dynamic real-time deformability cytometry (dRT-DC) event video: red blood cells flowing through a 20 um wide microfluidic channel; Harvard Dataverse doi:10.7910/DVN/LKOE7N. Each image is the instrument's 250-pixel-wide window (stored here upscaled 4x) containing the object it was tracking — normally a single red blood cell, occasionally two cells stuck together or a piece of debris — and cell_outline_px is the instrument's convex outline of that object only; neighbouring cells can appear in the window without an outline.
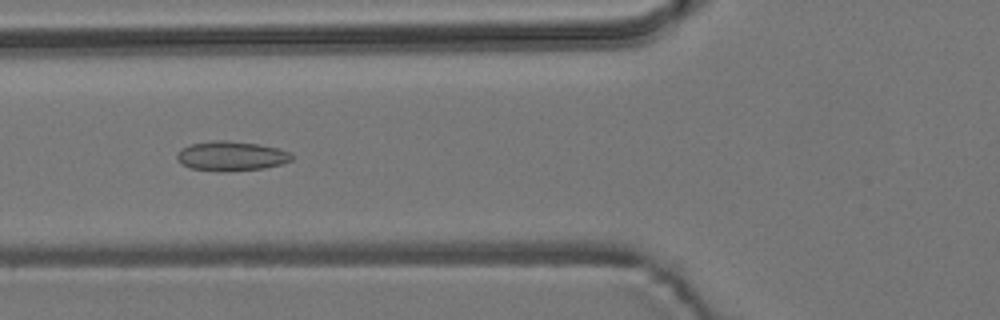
{"species": "common noctule bat (a hibernating species)", "species_latin": "Nyctalus noctula", "temperature_condition": "room temperature", "stored_images_in_passage": 11, "camera_frame_rate_fps": 3000, "um_per_image_px": 0.085, "animal": {"sex": "male", "body_mass_g": 19.2, "forearm_length_mm": 51.8}, "frame": {"image": 1, "passage_image": 4, "time_ms": 1.0, "image_size_px": [1000, 320], "cell_outline_px": [[292, 160], [280, 164], [264, 168], [224, 172], [220, 172], [188, 168], [180, 164], [176, 160], [176, 156], [180, 148], [192, 144], [212, 140], [224, 140], [260, 144], [292, 152]], "centroid_in_image_um": [19.61, 13.27], "position_along_channel_um": 106.2, "area_um2": 20.06}}
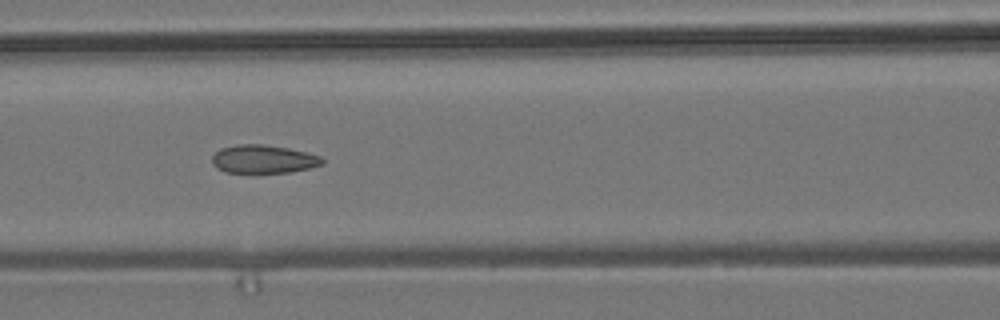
{"frame": {"image": 2, "passage_image": 7, "time_ms": 2.0, "image_size_px": [1000, 320], "cell_outline_px": [[324, 164], [308, 168], [288, 172], [224, 172], [216, 168], [212, 164], [212, 156], [220, 148], [236, 144], [264, 144], [288, 148], [320, 156], [324, 160]], "centroid_in_image_um": [22.35, 13.51], "position_along_channel_um": 144.3, "area_um2": 18.09}}
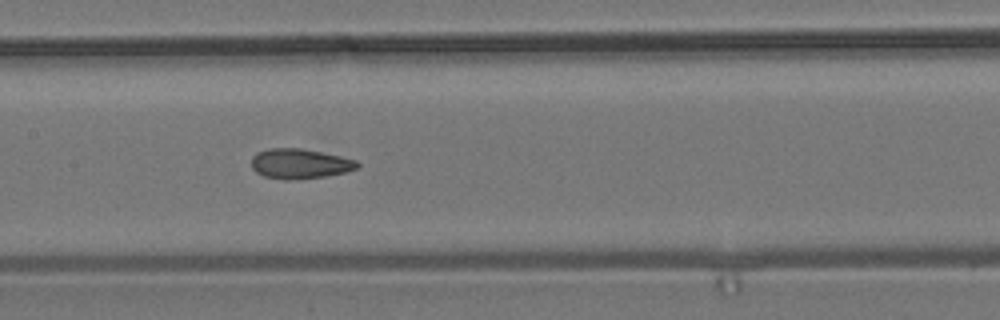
{"frame": {"image": 3, "passage_image": 10, "time_ms": 3.0, "image_size_px": [1000, 320], "cell_outline_px": [[360, 164], [356, 168], [344, 172], [324, 176], [288, 180], [284, 180], [264, 176], [256, 172], [252, 168], [252, 156], [256, 152], [268, 148], [300, 148], [340, 156], [356, 160]], "centroid_in_image_um": [25.44, 13.91], "position_along_channel_um": 182.0, "area_um2": 18.32}}